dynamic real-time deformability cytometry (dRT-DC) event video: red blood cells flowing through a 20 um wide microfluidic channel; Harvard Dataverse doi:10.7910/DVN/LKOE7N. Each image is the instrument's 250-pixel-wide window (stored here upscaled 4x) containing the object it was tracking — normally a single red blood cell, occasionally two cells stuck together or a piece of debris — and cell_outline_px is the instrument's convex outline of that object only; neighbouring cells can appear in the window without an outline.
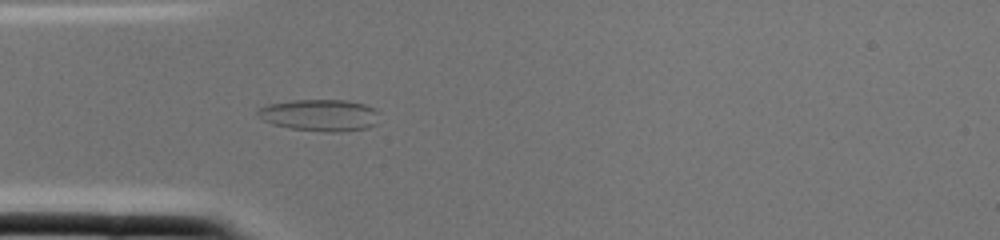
{"species": "common noctule bat (a hibernating species)", "species_latin": "Nyctalus noctula", "temperature_condition": "cold", "stored_images_in_passage": 2, "camera_frame_rate_fps": 3000, "um_per_image_px": 0.085, "animal": {"sex": "female", "body_mass_g": 22.0, "forearm_length_mm": 56.7}, "frame": {"image": 1, "passage_image": 2, "time_ms": 0.333, "image_size_px": [1000, 240], "cell_outline_px": [[380, 112], [376, 124], [368, 128], [340, 132], [324, 132], [288, 128], [272, 124], [256, 116], [256, 112], [260, 108], [268, 104], [288, 100], [348, 100], [364, 104], [376, 108]], "centroid_in_image_um": [27.21, 9.79], "position_along_channel_um": 57.8, "area_um2": 22.95}}